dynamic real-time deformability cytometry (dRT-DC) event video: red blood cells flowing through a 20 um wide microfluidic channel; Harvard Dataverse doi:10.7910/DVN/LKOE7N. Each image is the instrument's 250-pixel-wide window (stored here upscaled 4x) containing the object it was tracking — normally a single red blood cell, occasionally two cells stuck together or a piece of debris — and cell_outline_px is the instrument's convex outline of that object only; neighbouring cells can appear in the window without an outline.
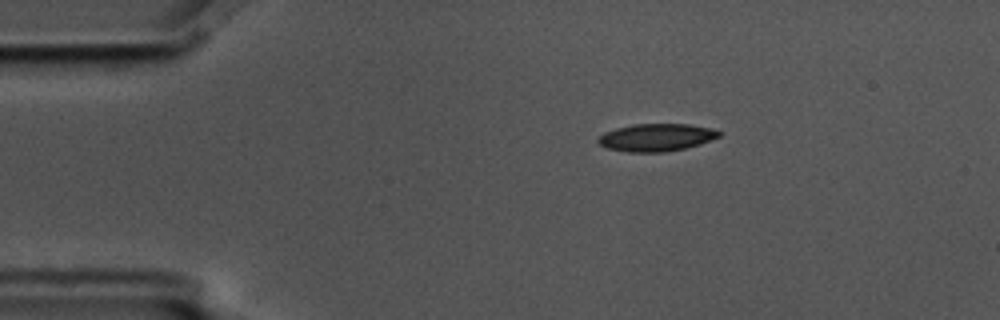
{"species": "common noctule bat (a hibernating species)", "species_latin": "Nyctalus noctula", "temperature_condition": "cold", "stored_images_in_passage": 2, "camera_frame_rate_fps": 3000, "um_per_image_px": 0.085, "animal": {"sex": "male", "body_mass_g": 17.5, "forearm_length_mm": 52.3}, "frame": {"image": 1, "passage_image": 1, "time_ms": 0.0, "image_size_px": [1000, 320], "cell_outline_px": [[724, 132], [720, 136], [700, 144], [684, 148], [664, 152], [628, 152], [608, 148], [600, 144], [596, 140], [596, 136], [604, 132], [616, 128], [632, 124], [688, 124], [712, 128]], "centroid_in_image_um": [55.78, 11.67], "position_along_channel_um": 29.2, "area_um2": 19.54}}